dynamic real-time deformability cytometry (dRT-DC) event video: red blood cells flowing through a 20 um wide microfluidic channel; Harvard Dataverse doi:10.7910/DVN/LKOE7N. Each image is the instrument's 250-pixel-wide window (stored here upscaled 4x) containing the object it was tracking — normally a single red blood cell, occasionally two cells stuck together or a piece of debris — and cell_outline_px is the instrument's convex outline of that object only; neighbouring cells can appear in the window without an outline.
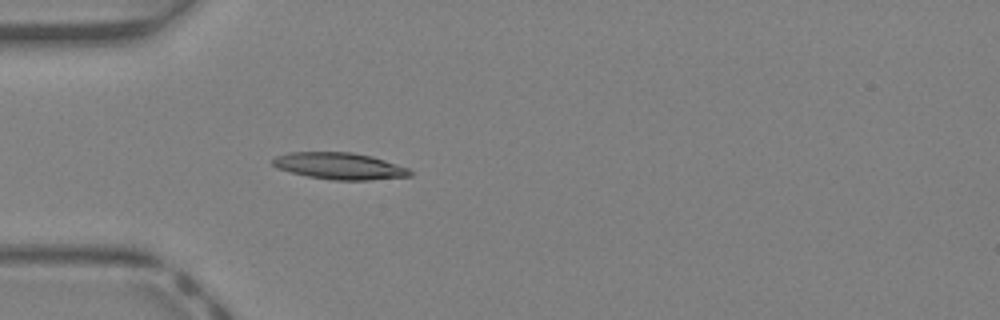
{"species": "Egyptian fruit bat (a non-hibernating species)", "species_latin": "Rousettus aegyptiacus", "temperature_condition": "warm", "stored_images_in_passage": 36, "camera_frame_rate_fps": 3000, "um_per_image_px": 0.085, "animal": {"sex": "female"}, "frame": {"image": 1, "passage_image": 7, "time_ms": 2.0, "image_size_px": [1000, 320], "cell_outline_px": [[412, 176], [368, 180], [332, 180], [308, 176], [276, 168], [272, 164], [272, 160], [276, 156], [288, 152], [352, 152], [372, 156], [408, 168], [412, 172]], "centroid_in_image_um": [28.85, 14.11], "position_along_channel_um": 56.1, "area_um2": 21.33}}
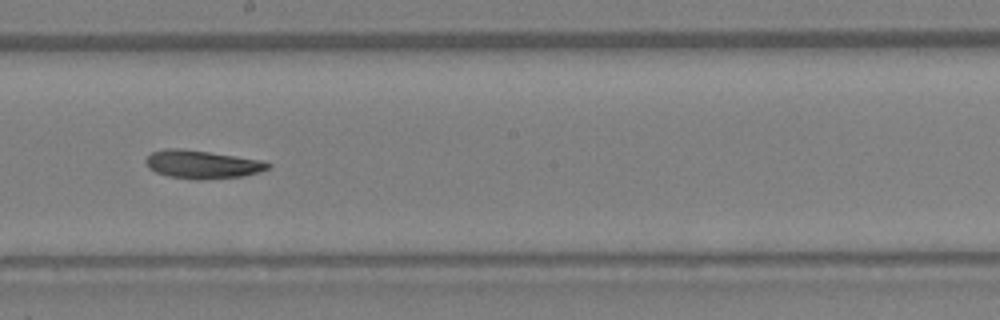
{"frame": {"image": 2, "passage_image": 18, "time_ms": 5.667, "image_size_px": [1000, 320], "cell_outline_px": [[272, 168], [260, 172], [244, 176], [200, 180], [196, 180], [168, 176], [156, 172], [148, 168], [144, 160], [152, 152], [164, 148], [180, 148], [264, 160], [272, 164]], "centroid_in_image_um": [17.22, 13.98], "position_along_channel_um": 231.0, "area_um2": 20.35}}
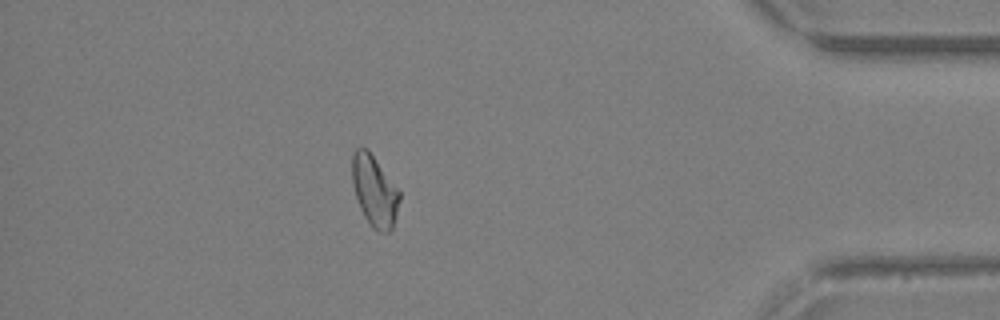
{"frame": {"image": 3, "passage_image": 31, "time_ms": 10.0, "image_size_px": [1000, 320], "cell_outline_px": [[400, 200], [396, 216], [392, 228], [388, 232], [380, 232], [372, 228], [364, 216], [360, 208], [352, 184], [352, 156], [356, 148], [360, 144], [368, 148], [400, 188]], "centroid_in_image_um": [31.85, 16.16], "position_along_channel_um": 403.4, "area_um2": 20.17}, "authors_computed_cell_mechanics": {"area_um2": 19.8254, "velocity_mm_per_s": 4.9689, "shape_relaxation_time_tau1_ms": 5.7947, "shape_relaxation_time_tau2_ms": null, "deformation_change_tau1": 0.1681, "deformation_change_tau2": null}}